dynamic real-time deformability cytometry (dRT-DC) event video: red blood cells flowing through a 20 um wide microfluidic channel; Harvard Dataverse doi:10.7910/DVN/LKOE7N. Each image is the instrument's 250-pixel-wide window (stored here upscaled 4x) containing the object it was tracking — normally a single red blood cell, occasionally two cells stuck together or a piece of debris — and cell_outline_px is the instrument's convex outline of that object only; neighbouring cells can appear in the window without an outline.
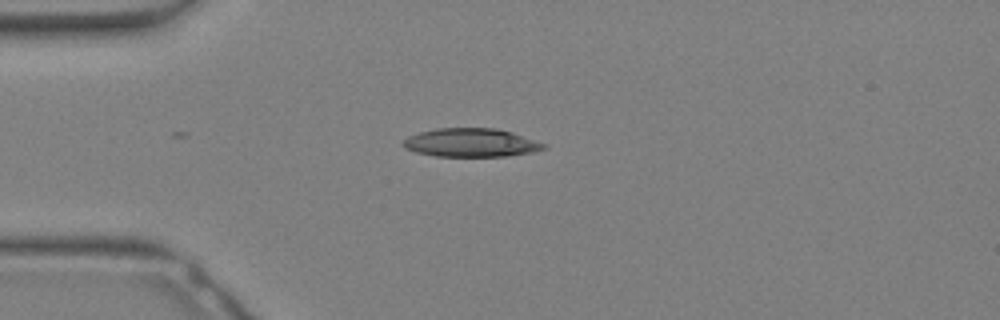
{"species": "Egyptian fruit bat (a non-hibernating species)", "species_latin": "Rousettus aegyptiacus", "temperature_condition": "warm", "stored_images_in_passage": 20, "camera_frame_rate_fps": 3000, "um_per_image_px": 0.085, "animal": {"sex": "female"}, "frame": {"image": 1, "passage_image": 1, "time_ms": 0.0, "image_size_px": [1000, 320], "cell_outline_px": [[548, 148], [532, 152], [508, 156], [436, 156], [416, 152], [404, 148], [400, 144], [408, 136], [420, 132], [436, 128], [496, 128], [512, 132], [548, 144]], "centroid_in_image_um": [40.05, 12.12], "position_along_channel_um": 44.9, "area_um2": 23.52}}
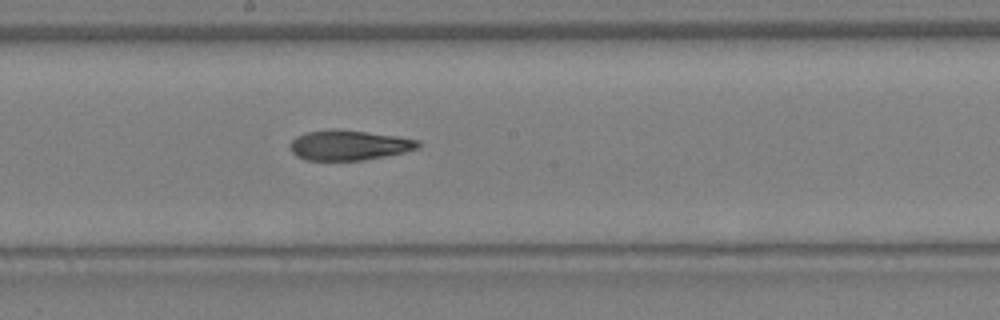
{"frame": {"image": 2, "passage_image": 10, "time_ms": 3.0, "image_size_px": [1000, 320], "cell_outline_px": [[424, 144], [420, 148], [404, 152], [364, 160], [304, 160], [296, 156], [288, 148], [288, 144], [296, 136], [304, 132], [332, 128], [396, 136], [420, 140]], "centroid_in_image_um": [29.64, 12.34], "position_along_channel_um": 218.6, "area_um2": 22.72}}
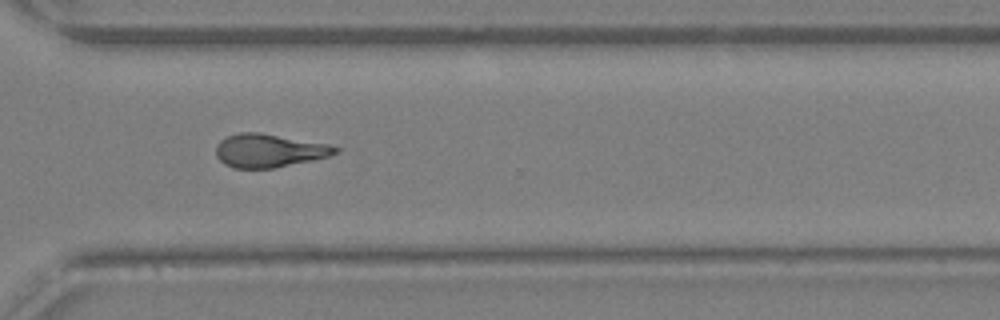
{"frame": {"image": 3, "passage_image": 16, "time_ms": 5.0, "image_size_px": [1000, 320], "cell_outline_px": [[340, 148], [336, 152], [328, 156], [312, 160], [272, 168], [232, 168], [224, 164], [216, 156], [216, 144], [220, 140], [228, 136], [240, 132], [260, 132], [328, 144]], "centroid_in_image_um": [22.82, 12.79], "position_along_channel_um": 347.8, "area_um2": 23.06}}